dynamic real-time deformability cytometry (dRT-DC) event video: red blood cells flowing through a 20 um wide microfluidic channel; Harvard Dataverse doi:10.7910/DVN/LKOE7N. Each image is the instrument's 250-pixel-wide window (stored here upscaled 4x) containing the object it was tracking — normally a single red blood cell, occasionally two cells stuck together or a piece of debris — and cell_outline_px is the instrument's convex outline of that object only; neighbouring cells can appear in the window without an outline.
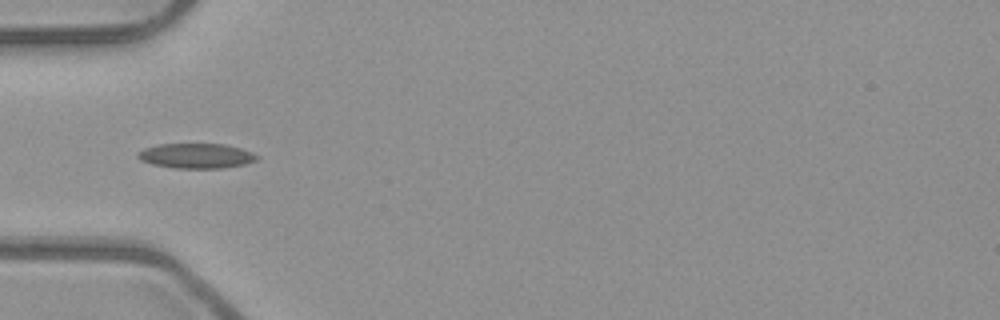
{"species": "common noctule bat (a hibernating species)", "species_latin": "Nyctalus noctula", "temperature_condition": "room temperature", "stored_images_in_passage": 4, "camera_frame_rate_fps": 3000, "um_per_image_px": 0.085, "animal": {"sex": "male", "body_mass_g": 23.1, "forearm_length_mm": 52.7}, "frame": {"image": 1, "passage_image": 4, "time_ms": 1.0, "image_size_px": [1000, 320], "cell_outline_px": [[260, 156], [256, 160], [244, 164], [220, 168], [176, 168], [152, 164], [140, 160], [136, 156], [136, 152], [144, 148], [160, 144], [224, 144], [240, 148], [252, 152]], "centroid_in_image_um": [16.65, 13.24], "position_along_channel_um": 68.3, "area_um2": 17.28}}